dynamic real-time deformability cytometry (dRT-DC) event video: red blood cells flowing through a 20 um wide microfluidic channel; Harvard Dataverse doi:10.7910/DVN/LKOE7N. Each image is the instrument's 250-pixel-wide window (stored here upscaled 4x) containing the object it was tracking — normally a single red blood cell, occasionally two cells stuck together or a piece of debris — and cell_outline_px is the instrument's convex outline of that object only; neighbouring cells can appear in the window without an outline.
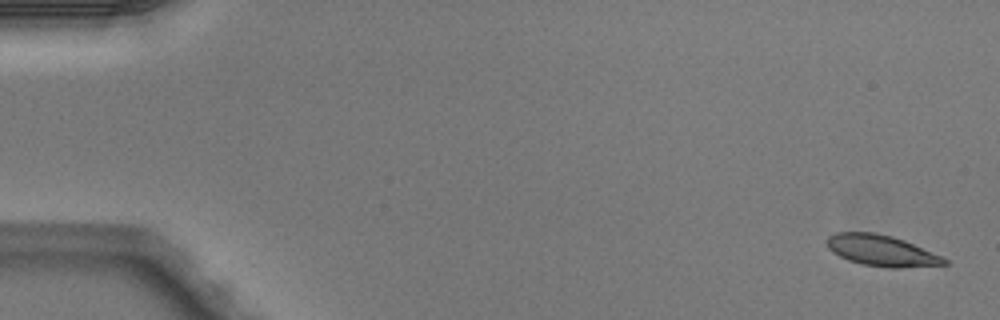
{"species": "Egyptian fruit bat (a non-hibernating species)", "species_latin": "Rousettus aegyptiacus", "temperature_condition": "warm", "stored_images_in_passage": 6, "segment_of_instrument_passage": [1, 2], "camera_frame_rate_fps": 3000, "um_per_image_px": 0.085, "animal": {"sex": "male"}, "frame": {"image": 1, "passage_image": 1, "time_ms": 0.0, "image_size_px": [1000, 320], "cell_outline_px": [[948, 264], [896, 268], [888, 268], [864, 264], [848, 260], [832, 252], [828, 248], [828, 236], [836, 232], [872, 232], [892, 236], [904, 240], [944, 256], [948, 260]], "centroid_in_image_um": [74.96, 21.3], "position_along_channel_um": 10.0, "area_um2": 21.21}}